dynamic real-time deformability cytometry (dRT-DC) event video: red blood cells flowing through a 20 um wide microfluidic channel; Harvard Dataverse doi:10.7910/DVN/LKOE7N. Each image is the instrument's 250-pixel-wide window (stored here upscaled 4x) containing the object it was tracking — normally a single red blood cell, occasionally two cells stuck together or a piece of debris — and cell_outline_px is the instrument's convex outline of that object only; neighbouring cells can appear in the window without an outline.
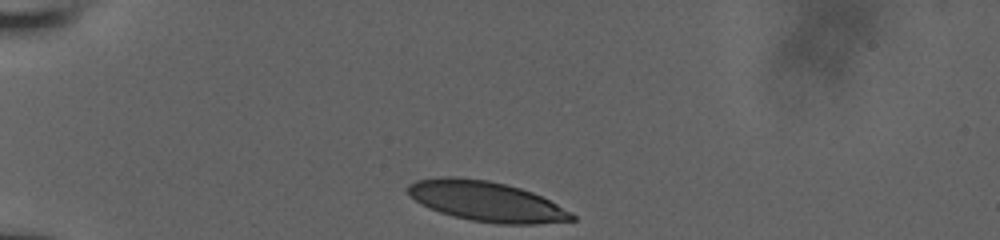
{"species": "human", "species_latin": "Homo sapiens", "temperature_condition": "room temperature", "stored_images_in_passage": 14, "camera_frame_rate_fps": 3000, "um_per_image_px": 0.085, "donor": {"sex": "male"}, "frame": {"image": 1, "passage_image": 1, "time_ms": 0.0, "image_size_px": [1000, 240], "cell_outline_px": [[576, 220], [536, 224], [496, 224], [472, 220], [440, 212], [428, 208], [416, 200], [408, 192], [408, 184], [416, 180], [444, 176], [456, 176], [488, 180], [520, 188], [532, 192], [572, 212], [576, 216]], "centroid_in_image_um": [41.35, 17.11], "position_along_channel_um": 43.6, "area_um2": 38.03}}
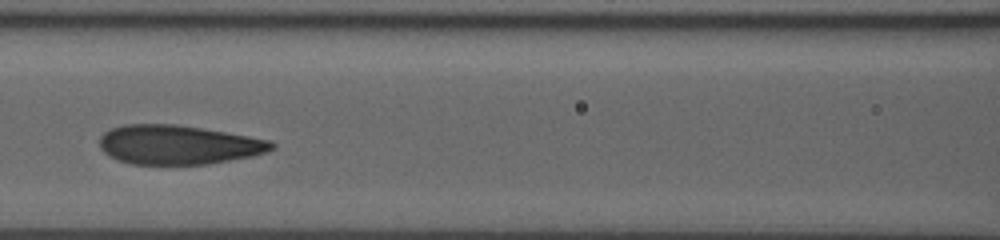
{"frame": {"image": 2, "passage_image": 10, "time_ms": 4.0, "image_size_px": [1000, 240], "cell_outline_px": [[276, 148], [268, 152], [252, 156], [208, 164], [132, 164], [116, 160], [108, 156], [100, 148], [100, 136], [108, 128], [124, 124], [176, 124], [272, 140], [276, 144]], "centroid_in_image_um": [15.14, 12.3], "position_along_channel_um": 151.5, "area_um2": 39.59}}
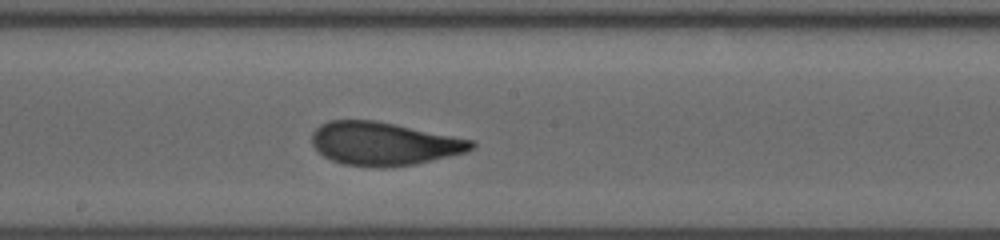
{"frame": {"image": 3, "passage_image": 14, "time_ms": 5.667, "image_size_px": [1000, 240], "cell_outline_px": [[476, 144], [468, 152], [412, 164], [384, 168], [380, 168], [344, 164], [332, 160], [324, 156], [312, 144], [312, 132], [320, 124], [328, 120], [376, 120], [476, 140]], "centroid_in_image_um": [32.64, 12.2], "position_along_channel_um": 215.6, "area_um2": 40.29}}